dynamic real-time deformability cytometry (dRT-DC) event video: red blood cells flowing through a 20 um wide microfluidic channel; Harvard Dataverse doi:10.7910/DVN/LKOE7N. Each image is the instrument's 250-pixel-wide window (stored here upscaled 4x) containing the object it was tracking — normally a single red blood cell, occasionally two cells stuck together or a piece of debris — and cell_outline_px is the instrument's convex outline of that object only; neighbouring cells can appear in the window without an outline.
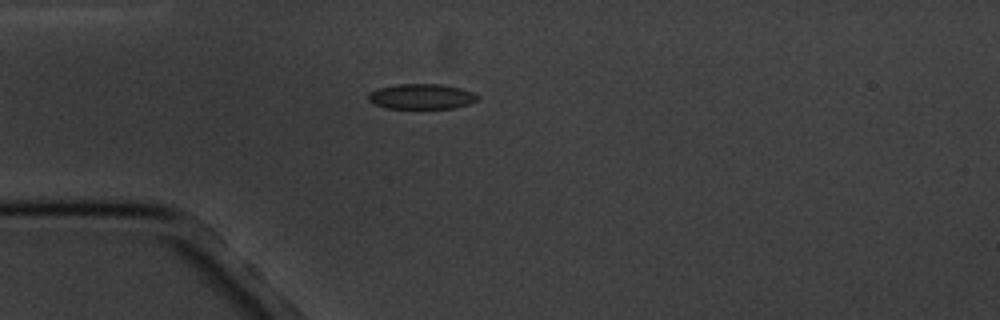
{"species": "common noctule bat (a hibernating species)", "species_latin": "Nyctalus noctula", "temperature_condition": "cold", "stored_images_in_passage": 4, "camera_frame_rate_fps": 3000, "um_per_image_px": 0.085, "animal": {"sex": "male", "body_mass_g": 20.1, "forearm_length_mm": 53.5}, "frame": {"image": 1, "passage_image": 4, "time_ms": 4.667, "image_size_px": [1000, 320], "cell_outline_px": [[480, 96], [476, 100], [468, 104], [456, 108], [384, 108], [368, 100], [368, 92], [380, 88], [396, 84], [440, 84], [460, 88], [472, 92]], "centroid_in_image_um": [35.82, 8.2], "position_along_channel_um": 49.2, "area_um2": 16.01}}